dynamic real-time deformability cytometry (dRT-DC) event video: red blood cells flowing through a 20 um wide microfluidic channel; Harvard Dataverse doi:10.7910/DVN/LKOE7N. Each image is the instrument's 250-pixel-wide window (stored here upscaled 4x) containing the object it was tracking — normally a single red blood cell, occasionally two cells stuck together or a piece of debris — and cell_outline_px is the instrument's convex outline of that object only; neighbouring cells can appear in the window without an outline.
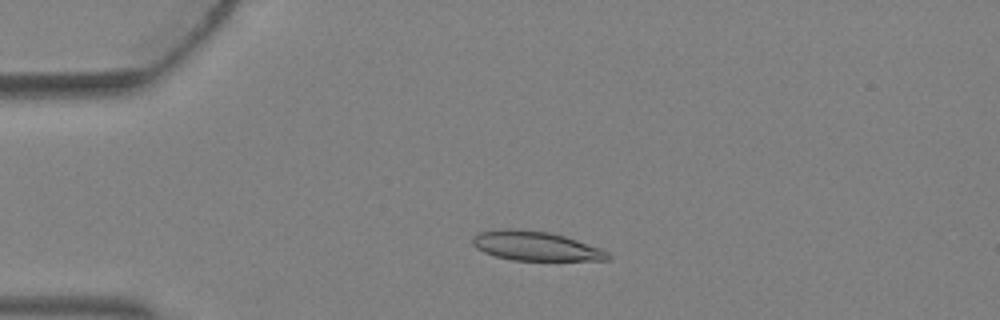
{"species": "Egyptian fruit bat (a non-hibernating species)", "species_latin": "Rousettus aegyptiacus", "temperature_condition": "warm", "stored_images_in_passage": 3, "camera_frame_rate_fps": 3000, "um_per_image_px": 0.085, "animal": {"sex": "female"}, "frame": {"image": 1, "passage_image": 1, "time_ms": 0.0, "image_size_px": [1000, 320], "cell_outline_px": [[612, 260], [512, 260], [496, 256], [484, 252], [476, 248], [472, 244], [472, 236], [480, 232], [504, 228], [516, 228], [548, 232], [564, 236], [600, 248], [608, 252], [612, 256]], "centroid_in_image_um": [45.51, 20.91], "position_along_channel_um": 39.5, "area_um2": 23.12}}
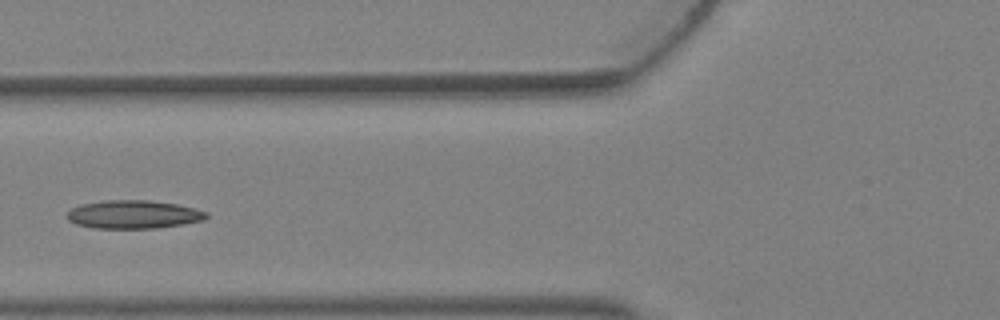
{"frame": {"image": 2, "passage_image": 3, "time_ms": 0.667, "image_size_px": [1000, 320], "cell_outline_px": [[208, 216], [204, 220], [156, 228], [92, 228], [76, 224], [68, 220], [68, 212], [72, 208], [80, 204], [104, 200], [148, 200], [176, 204], [208, 212]], "centroid_in_image_um": [11.32, 18.22], "position_along_channel_um": 114.5, "area_um2": 22.83}}